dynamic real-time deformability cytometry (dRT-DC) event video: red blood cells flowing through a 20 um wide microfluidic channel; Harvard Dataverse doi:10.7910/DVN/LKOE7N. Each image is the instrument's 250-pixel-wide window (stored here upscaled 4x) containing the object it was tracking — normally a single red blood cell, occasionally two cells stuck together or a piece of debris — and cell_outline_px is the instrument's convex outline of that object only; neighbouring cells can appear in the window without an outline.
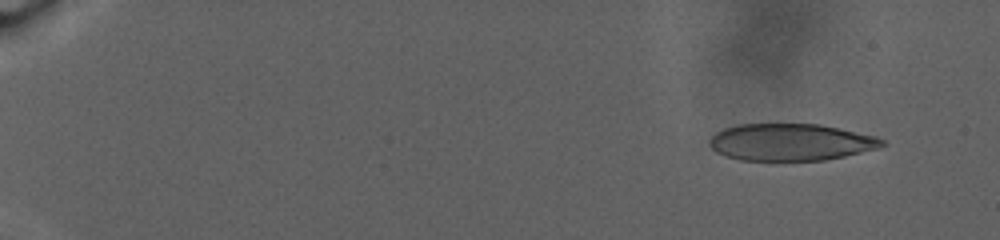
{"species": "human", "species_latin": "Homo sapiens", "temperature_condition": "warm", "stored_images_in_passage": 94, "camera_frame_rate_fps": 3000, "um_per_image_px": 0.085, "donor": {"sex": "male"}, "frame": {"image": 1, "passage_image": 9, "time_ms": 2.667, "image_size_px": [1000, 240], "cell_outline_px": [[888, 144], [876, 148], [844, 156], [824, 160], [740, 160], [716, 152], [708, 144], [708, 140], [716, 132], [724, 128], [740, 124], [820, 124], [876, 136], [884, 140]], "centroid_in_image_um": [67.2, 12.08], "position_along_channel_um": 17.8, "area_um2": 37.05}}
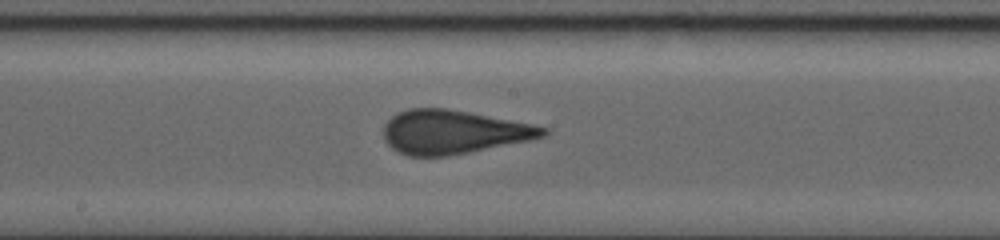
{"frame": {"image": 2, "passage_image": 56, "time_ms": 18.333, "image_size_px": [1000, 240], "cell_outline_px": [[548, 132], [544, 136], [532, 140], [448, 156], [408, 156], [392, 148], [384, 140], [384, 124], [396, 112], [408, 108], [444, 108], [468, 112], [532, 124], [548, 128]], "centroid_in_image_um": [38.51, 11.22], "position_along_channel_um": 209.7, "area_um2": 40.58}}
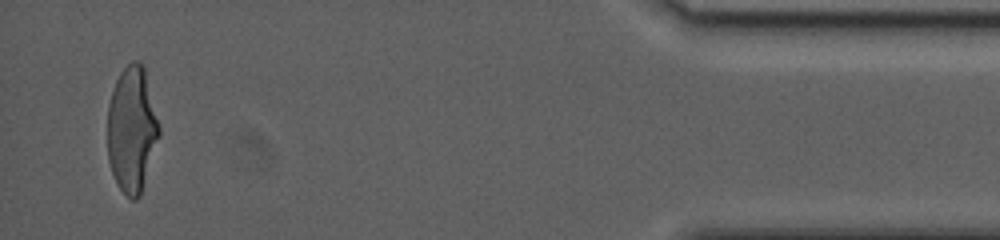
{"frame": {"image": 3, "passage_image": 91, "time_ms": 30.0, "image_size_px": [1000, 240], "cell_outline_px": [[160, 136], [140, 196], [136, 200], [132, 200], [120, 188], [112, 172], [108, 160], [108, 104], [116, 80], [120, 72], [132, 60], [140, 60], [144, 64], [160, 128]], "centroid_in_image_um": [11.22, 10.97], "position_along_channel_um": 424.0, "area_um2": 37.92}}